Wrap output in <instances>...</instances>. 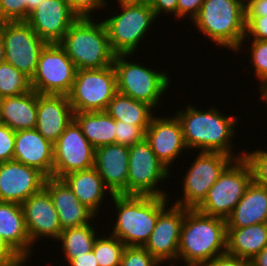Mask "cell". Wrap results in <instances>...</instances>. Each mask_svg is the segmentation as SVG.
I'll list each match as a JSON object with an SVG mask.
<instances>
[{
    "instance_id": "cell-1",
    "label": "cell",
    "mask_w": 267,
    "mask_h": 266,
    "mask_svg": "<svg viewBox=\"0 0 267 266\" xmlns=\"http://www.w3.org/2000/svg\"><path fill=\"white\" fill-rule=\"evenodd\" d=\"M226 238V219L187 209L181 227L178 258L182 257L186 266H206L214 257L226 254Z\"/></svg>"
},
{
    "instance_id": "cell-2",
    "label": "cell",
    "mask_w": 267,
    "mask_h": 266,
    "mask_svg": "<svg viewBox=\"0 0 267 266\" xmlns=\"http://www.w3.org/2000/svg\"><path fill=\"white\" fill-rule=\"evenodd\" d=\"M118 218L111 235L126 246L143 247L149 240L167 196L111 195Z\"/></svg>"
},
{
    "instance_id": "cell-3",
    "label": "cell",
    "mask_w": 267,
    "mask_h": 266,
    "mask_svg": "<svg viewBox=\"0 0 267 266\" xmlns=\"http://www.w3.org/2000/svg\"><path fill=\"white\" fill-rule=\"evenodd\" d=\"M183 137L187 148H198L207 152H221L234 157V160L244 158V155L233 156L230 151V138L234 131L235 117L221 115L215 108L206 112L196 110L188 105L186 111H178ZM192 147V148H191ZM231 152V153H230Z\"/></svg>"
},
{
    "instance_id": "cell-4",
    "label": "cell",
    "mask_w": 267,
    "mask_h": 266,
    "mask_svg": "<svg viewBox=\"0 0 267 266\" xmlns=\"http://www.w3.org/2000/svg\"><path fill=\"white\" fill-rule=\"evenodd\" d=\"M73 61L77 70L101 69L113 64L112 51L103 21L78 18L59 43Z\"/></svg>"
},
{
    "instance_id": "cell-5",
    "label": "cell",
    "mask_w": 267,
    "mask_h": 266,
    "mask_svg": "<svg viewBox=\"0 0 267 266\" xmlns=\"http://www.w3.org/2000/svg\"><path fill=\"white\" fill-rule=\"evenodd\" d=\"M192 22L216 44L239 51L246 35L245 5L240 0H204Z\"/></svg>"
},
{
    "instance_id": "cell-6",
    "label": "cell",
    "mask_w": 267,
    "mask_h": 266,
    "mask_svg": "<svg viewBox=\"0 0 267 266\" xmlns=\"http://www.w3.org/2000/svg\"><path fill=\"white\" fill-rule=\"evenodd\" d=\"M123 12L107 18L103 23L107 30L112 51L117 54H133L156 16L147 0H118Z\"/></svg>"
},
{
    "instance_id": "cell-7",
    "label": "cell",
    "mask_w": 267,
    "mask_h": 266,
    "mask_svg": "<svg viewBox=\"0 0 267 266\" xmlns=\"http://www.w3.org/2000/svg\"><path fill=\"white\" fill-rule=\"evenodd\" d=\"M237 162V163H235ZM231 162L210 187L204 200L195 208L199 212L226 219L253 181L249 163L240 158Z\"/></svg>"
},
{
    "instance_id": "cell-8",
    "label": "cell",
    "mask_w": 267,
    "mask_h": 266,
    "mask_svg": "<svg viewBox=\"0 0 267 266\" xmlns=\"http://www.w3.org/2000/svg\"><path fill=\"white\" fill-rule=\"evenodd\" d=\"M116 92V72L111 65L77 70L67 96L74 112L105 111Z\"/></svg>"
},
{
    "instance_id": "cell-9",
    "label": "cell",
    "mask_w": 267,
    "mask_h": 266,
    "mask_svg": "<svg viewBox=\"0 0 267 266\" xmlns=\"http://www.w3.org/2000/svg\"><path fill=\"white\" fill-rule=\"evenodd\" d=\"M77 68L59 43H47L42 49L36 71L30 80L38 94L68 95Z\"/></svg>"
},
{
    "instance_id": "cell-10",
    "label": "cell",
    "mask_w": 267,
    "mask_h": 266,
    "mask_svg": "<svg viewBox=\"0 0 267 266\" xmlns=\"http://www.w3.org/2000/svg\"><path fill=\"white\" fill-rule=\"evenodd\" d=\"M126 56L115 55L112 64L116 72L117 91L154 108L160 96L168 89L170 80L167 74L129 63L124 60Z\"/></svg>"
},
{
    "instance_id": "cell-11",
    "label": "cell",
    "mask_w": 267,
    "mask_h": 266,
    "mask_svg": "<svg viewBox=\"0 0 267 266\" xmlns=\"http://www.w3.org/2000/svg\"><path fill=\"white\" fill-rule=\"evenodd\" d=\"M0 34L4 42L5 61L31 80L40 53L47 43L26 21L0 22Z\"/></svg>"
},
{
    "instance_id": "cell-12",
    "label": "cell",
    "mask_w": 267,
    "mask_h": 266,
    "mask_svg": "<svg viewBox=\"0 0 267 266\" xmlns=\"http://www.w3.org/2000/svg\"><path fill=\"white\" fill-rule=\"evenodd\" d=\"M168 172L145 139L129 146L127 195L166 196L156 183L169 177Z\"/></svg>"
},
{
    "instance_id": "cell-13",
    "label": "cell",
    "mask_w": 267,
    "mask_h": 266,
    "mask_svg": "<svg viewBox=\"0 0 267 266\" xmlns=\"http://www.w3.org/2000/svg\"><path fill=\"white\" fill-rule=\"evenodd\" d=\"M194 161L185 175L184 198L174 203L188 209H195L204 200L219 175L235 160L221 152L201 151Z\"/></svg>"
},
{
    "instance_id": "cell-14",
    "label": "cell",
    "mask_w": 267,
    "mask_h": 266,
    "mask_svg": "<svg viewBox=\"0 0 267 266\" xmlns=\"http://www.w3.org/2000/svg\"><path fill=\"white\" fill-rule=\"evenodd\" d=\"M95 148L73 119L53 144V177L94 167Z\"/></svg>"
},
{
    "instance_id": "cell-15",
    "label": "cell",
    "mask_w": 267,
    "mask_h": 266,
    "mask_svg": "<svg viewBox=\"0 0 267 266\" xmlns=\"http://www.w3.org/2000/svg\"><path fill=\"white\" fill-rule=\"evenodd\" d=\"M47 176L16 160L0 162V201L22 204L42 190Z\"/></svg>"
},
{
    "instance_id": "cell-16",
    "label": "cell",
    "mask_w": 267,
    "mask_h": 266,
    "mask_svg": "<svg viewBox=\"0 0 267 266\" xmlns=\"http://www.w3.org/2000/svg\"><path fill=\"white\" fill-rule=\"evenodd\" d=\"M188 208L174 206L158 216L149 240L143 246L160 264L178 258L181 227Z\"/></svg>"
},
{
    "instance_id": "cell-17",
    "label": "cell",
    "mask_w": 267,
    "mask_h": 266,
    "mask_svg": "<svg viewBox=\"0 0 267 266\" xmlns=\"http://www.w3.org/2000/svg\"><path fill=\"white\" fill-rule=\"evenodd\" d=\"M77 19L67 0H44L26 22L46 43H60Z\"/></svg>"
},
{
    "instance_id": "cell-18",
    "label": "cell",
    "mask_w": 267,
    "mask_h": 266,
    "mask_svg": "<svg viewBox=\"0 0 267 266\" xmlns=\"http://www.w3.org/2000/svg\"><path fill=\"white\" fill-rule=\"evenodd\" d=\"M21 206L31 243H34L37 236L59 239L62 228L58 213L45 188L32 194Z\"/></svg>"
},
{
    "instance_id": "cell-19",
    "label": "cell",
    "mask_w": 267,
    "mask_h": 266,
    "mask_svg": "<svg viewBox=\"0 0 267 266\" xmlns=\"http://www.w3.org/2000/svg\"><path fill=\"white\" fill-rule=\"evenodd\" d=\"M129 147L109 144L95 149L94 168L111 195H127Z\"/></svg>"
},
{
    "instance_id": "cell-20",
    "label": "cell",
    "mask_w": 267,
    "mask_h": 266,
    "mask_svg": "<svg viewBox=\"0 0 267 266\" xmlns=\"http://www.w3.org/2000/svg\"><path fill=\"white\" fill-rule=\"evenodd\" d=\"M145 140L149 143L156 157L168 169L174 159L187 147L182 126L177 117L162 119L153 116L145 131Z\"/></svg>"
},
{
    "instance_id": "cell-21",
    "label": "cell",
    "mask_w": 267,
    "mask_h": 266,
    "mask_svg": "<svg viewBox=\"0 0 267 266\" xmlns=\"http://www.w3.org/2000/svg\"><path fill=\"white\" fill-rule=\"evenodd\" d=\"M74 119V111L66 95L37 93L35 129L53 144Z\"/></svg>"
},
{
    "instance_id": "cell-22",
    "label": "cell",
    "mask_w": 267,
    "mask_h": 266,
    "mask_svg": "<svg viewBox=\"0 0 267 266\" xmlns=\"http://www.w3.org/2000/svg\"><path fill=\"white\" fill-rule=\"evenodd\" d=\"M13 159L53 177V143L35 128L15 131Z\"/></svg>"
},
{
    "instance_id": "cell-23",
    "label": "cell",
    "mask_w": 267,
    "mask_h": 266,
    "mask_svg": "<svg viewBox=\"0 0 267 266\" xmlns=\"http://www.w3.org/2000/svg\"><path fill=\"white\" fill-rule=\"evenodd\" d=\"M44 188L53 201L62 230L89 224L94 217L95 214L79 202L62 179L47 177Z\"/></svg>"
},
{
    "instance_id": "cell-24",
    "label": "cell",
    "mask_w": 267,
    "mask_h": 266,
    "mask_svg": "<svg viewBox=\"0 0 267 266\" xmlns=\"http://www.w3.org/2000/svg\"><path fill=\"white\" fill-rule=\"evenodd\" d=\"M267 223V187L254 181L226 218L227 228H242Z\"/></svg>"
},
{
    "instance_id": "cell-25",
    "label": "cell",
    "mask_w": 267,
    "mask_h": 266,
    "mask_svg": "<svg viewBox=\"0 0 267 266\" xmlns=\"http://www.w3.org/2000/svg\"><path fill=\"white\" fill-rule=\"evenodd\" d=\"M0 236L26 261L33 244L20 204L0 201Z\"/></svg>"
},
{
    "instance_id": "cell-26",
    "label": "cell",
    "mask_w": 267,
    "mask_h": 266,
    "mask_svg": "<svg viewBox=\"0 0 267 266\" xmlns=\"http://www.w3.org/2000/svg\"><path fill=\"white\" fill-rule=\"evenodd\" d=\"M2 123L14 131L34 129L37 124V92L0 98Z\"/></svg>"
},
{
    "instance_id": "cell-27",
    "label": "cell",
    "mask_w": 267,
    "mask_h": 266,
    "mask_svg": "<svg viewBox=\"0 0 267 266\" xmlns=\"http://www.w3.org/2000/svg\"><path fill=\"white\" fill-rule=\"evenodd\" d=\"M267 246V223L227 228L226 253L251 260Z\"/></svg>"
},
{
    "instance_id": "cell-28",
    "label": "cell",
    "mask_w": 267,
    "mask_h": 266,
    "mask_svg": "<svg viewBox=\"0 0 267 266\" xmlns=\"http://www.w3.org/2000/svg\"><path fill=\"white\" fill-rule=\"evenodd\" d=\"M61 179L73 191L80 203L89 208L94 214L97 213V208L103 201L107 187L94 167L69 173Z\"/></svg>"
},
{
    "instance_id": "cell-29",
    "label": "cell",
    "mask_w": 267,
    "mask_h": 266,
    "mask_svg": "<svg viewBox=\"0 0 267 266\" xmlns=\"http://www.w3.org/2000/svg\"><path fill=\"white\" fill-rule=\"evenodd\" d=\"M74 120L95 149L115 144L116 120L105 111L74 112Z\"/></svg>"
},
{
    "instance_id": "cell-30",
    "label": "cell",
    "mask_w": 267,
    "mask_h": 266,
    "mask_svg": "<svg viewBox=\"0 0 267 266\" xmlns=\"http://www.w3.org/2000/svg\"><path fill=\"white\" fill-rule=\"evenodd\" d=\"M151 108L153 109L148 103L135 100L117 91L105 112L113 119L127 124L149 126L153 118Z\"/></svg>"
},
{
    "instance_id": "cell-31",
    "label": "cell",
    "mask_w": 267,
    "mask_h": 266,
    "mask_svg": "<svg viewBox=\"0 0 267 266\" xmlns=\"http://www.w3.org/2000/svg\"><path fill=\"white\" fill-rule=\"evenodd\" d=\"M94 231L91 224L62 230L58 240L62 241V248L68 262L92 251L96 239Z\"/></svg>"
},
{
    "instance_id": "cell-32",
    "label": "cell",
    "mask_w": 267,
    "mask_h": 266,
    "mask_svg": "<svg viewBox=\"0 0 267 266\" xmlns=\"http://www.w3.org/2000/svg\"><path fill=\"white\" fill-rule=\"evenodd\" d=\"M31 90L30 79L10 63L0 64V98L19 96Z\"/></svg>"
},
{
    "instance_id": "cell-33",
    "label": "cell",
    "mask_w": 267,
    "mask_h": 266,
    "mask_svg": "<svg viewBox=\"0 0 267 266\" xmlns=\"http://www.w3.org/2000/svg\"><path fill=\"white\" fill-rule=\"evenodd\" d=\"M126 245L117 237L96 238L93 252L99 266H120Z\"/></svg>"
},
{
    "instance_id": "cell-34",
    "label": "cell",
    "mask_w": 267,
    "mask_h": 266,
    "mask_svg": "<svg viewBox=\"0 0 267 266\" xmlns=\"http://www.w3.org/2000/svg\"><path fill=\"white\" fill-rule=\"evenodd\" d=\"M149 126H137L116 120L115 143L132 146L145 139V131Z\"/></svg>"
},
{
    "instance_id": "cell-35",
    "label": "cell",
    "mask_w": 267,
    "mask_h": 266,
    "mask_svg": "<svg viewBox=\"0 0 267 266\" xmlns=\"http://www.w3.org/2000/svg\"><path fill=\"white\" fill-rule=\"evenodd\" d=\"M28 0H0V22L27 21Z\"/></svg>"
},
{
    "instance_id": "cell-36",
    "label": "cell",
    "mask_w": 267,
    "mask_h": 266,
    "mask_svg": "<svg viewBox=\"0 0 267 266\" xmlns=\"http://www.w3.org/2000/svg\"><path fill=\"white\" fill-rule=\"evenodd\" d=\"M159 262L140 246H126L120 266H157Z\"/></svg>"
},
{
    "instance_id": "cell-37",
    "label": "cell",
    "mask_w": 267,
    "mask_h": 266,
    "mask_svg": "<svg viewBox=\"0 0 267 266\" xmlns=\"http://www.w3.org/2000/svg\"><path fill=\"white\" fill-rule=\"evenodd\" d=\"M242 154L251 167L253 181L267 187V152L259 150L253 153Z\"/></svg>"
},
{
    "instance_id": "cell-38",
    "label": "cell",
    "mask_w": 267,
    "mask_h": 266,
    "mask_svg": "<svg viewBox=\"0 0 267 266\" xmlns=\"http://www.w3.org/2000/svg\"><path fill=\"white\" fill-rule=\"evenodd\" d=\"M251 54L256 76L261 82L267 81V40L254 39L251 45Z\"/></svg>"
},
{
    "instance_id": "cell-39",
    "label": "cell",
    "mask_w": 267,
    "mask_h": 266,
    "mask_svg": "<svg viewBox=\"0 0 267 266\" xmlns=\"http://www.w3.org/2000/svg\"><path fill=\"white\" fill-rule=\"evenodd\" d=\"M15 131L6 125L0 126V162L13 160Z\"/></svg>"
},
{
    "instance_id": "cell-40",
    "label": "cell",
    "mask_w": 267,
    "mask_h": 266,
    "mask_svg": "<svg viewBox=\"0 0 267 266\" xmlns=\"http://www.w3.org/2000/svg\"><path fill=\"white\" fill-rule=\"evenodd\" d=\"M246 35L256 40H267V16L245 17Z\"/></svg>"
},
{
    "instance_id": "cell-41",
    "label": "cell",
    "mask_w": 267,
    "mask_h": 266,
    "mask_svg": "<svg viewBox=\"0 0 267 266\" xmlns=\"http://www.w3.org/2000/svg\"><path fill=\"white\" fill-rule=\"evenodd\" d=\"M71 11L78 18H91L93 10L103 7L105 0H67ZM101 6V7H100Z\"/></svg>"
},
{
    "instance_id": "cell-42",
    "label": "cell",
    "mask_w": 267,
    "mask_h": 266,
    "mask_svg": "<svg viewBox=\"0 0 267 266\" xmlns=\"http://www.w3.org/2000/svg\"><path fill=\"white\" fill-rule=\"evenodd\" d=\"M24 262L26 261L0 236V266H23Z\"/></svg>"
},
{
    "instance_id": "cell-43",
    "label": "cell",
    "mask_w": 267,
    "mask_h": 266,
    "mask_svg": "<svg viewBox=\"0 0 267 266\" xmlns=\"http://www.w3.org/2000/svg\"><path fill=\"white\" fill-rule=\"evenodd\" d=\"M206 266H251V261L226 253L214 257Z\"/></svg>"
},
{
    "instance_id": "cell-44",
    "label": "cell",
    "mask_w": 267,
    "mask_h": 266,
    "mask_svg": "<svg viewBox=\"0 0 267 266\" xmlns=\"http://www.w3.org/2000/svg\"><path fill=\"white\" fill-rule=\"evenodd\" d=\"M204 0H178L177 17L181 18L190 13L191 19L198 14Z\"/></svg>"
},
{
    "instance_id": "cell-45",
    "label": "cell",
    "mask_w": 267,
    "mask_h": 266,
    "mask_svg": "<svg viewBox=\"0 0 267 266\" xmlns=\"http://www.w3.org/2000/svg\"><path fill=\"white\" fill-rule=\"evenodd\" d=\"M151 8L153 9V12L155 13V16L158 17V15L162 12H168V13H174L175 16H177V2L178 0H147Z\"/></svg>"
},
{
    "instance_id": "cell-46",
    "label": "cell",
    "mask_w": 267,
    "mask_h": 266,
    "mask_svg": "<svg viewBox=\"0 0 267 266\" xmlns=\"http://www.w3.org/2000/svg\"><path fill=\"white\" fill-rule=\"evenodd\" d=\"M267 16V0H252L245 5V17Z\"/></svg>"
},
{
    "instance_id": "cell-47",
    "label": "cell",
    "mask_w": 267,
    "mask_h": 266,
    "mask_svg": "<svg viewBox=\"0 0 267 266\" xmlns=\"http://www.w3.org/2000/svg\"><path fill=\"white\" fill-rule=\"evenodd\" d=\"M70 266H99L95 254L92 251L75 257L69 262Z\"/></svg>"
},
{
    "instance_id": "cell-48",
    "label": "cell",
    "mask_w": 267,
    "mask_h": 266,
    "mask_svg": "<svg viewBox=\"0 0 267 266\" xmlns=\"http://www.w3.org/2000/svg\"><path fill=\"white\" fill-rule=\"evenodd\" d=\"M250 261L251 266H267V246Z\"/></svg>"
},
{
    "instance_id": "cell-49",
    "label": "cell",
    "mask_w": 267,
    "mask_h": 266,
    "mask_svg": "<svg viewBox=\"0 0 267 266\" xmlns=\"http://www.w3.org/2000/svg\"><path fill=\"white\" fill-rule=\"evenodd\" d=\"M44 0H28V17Z\"/></svg>"
},
{
    "instance_id": "cell-50",
    "label": "cell",
    "mask_w": 267,
    "mask_h": 266,
    "mask_svg": "<svg viewBox=\"0 0 267 266\" xmlns=\"http://www.w3.org/2000/svg\"><path fill=\"white\" fill-rule=\"evenodd\" d=\"M5 61V49H4V42L2 36L0 34V64Z\"/></svg>"
},
{
    "instance_id": "cell-51",
    "label": "cell",
    "mask_w": 267,
    "mask_h": 266,
    "mask_svg": "<svg viewBox=\"0 0 267 266\" xmlns=\"http://www.w3.org/2000/svg\"><path fill=\"white\" fill-rule=\"evenodd\" d=\"M260 88H261V92H262V94H261L262 99L266 100V102H267V81H263L261 83Z\"/></svg>"
},
{
    "instance_id": "cell-52",
    "label": "cell",
    "mask_w": 267,
    "mask_h": 266,
    "mask_svg": "<svg viewBox=\"0 0 267 266\" xmlns=\"http://www.w3.org/2000/svg\"><path fill=\"white\" fill-rule=\"evenodd\" d=\"M244 5H246V4H248L250 1H252V0H240ZM245 2H247V3H245Z\"/></svg>"
},
{
    "instance_id": "cell-53",
    "label": "cell",
    "mask_w": 267,
    "mask_h": 266,
    "mask_svg": "<svg viewBox=\"0 0 267 266\" xmlns=\"http://www.w3.org/2000/svg\"><path fill=\"white\" fill-rule=\"evenodd\" d=\"M3 125L2 119H1V110H0V126Z\"/></svg>"
}]
</instances>
